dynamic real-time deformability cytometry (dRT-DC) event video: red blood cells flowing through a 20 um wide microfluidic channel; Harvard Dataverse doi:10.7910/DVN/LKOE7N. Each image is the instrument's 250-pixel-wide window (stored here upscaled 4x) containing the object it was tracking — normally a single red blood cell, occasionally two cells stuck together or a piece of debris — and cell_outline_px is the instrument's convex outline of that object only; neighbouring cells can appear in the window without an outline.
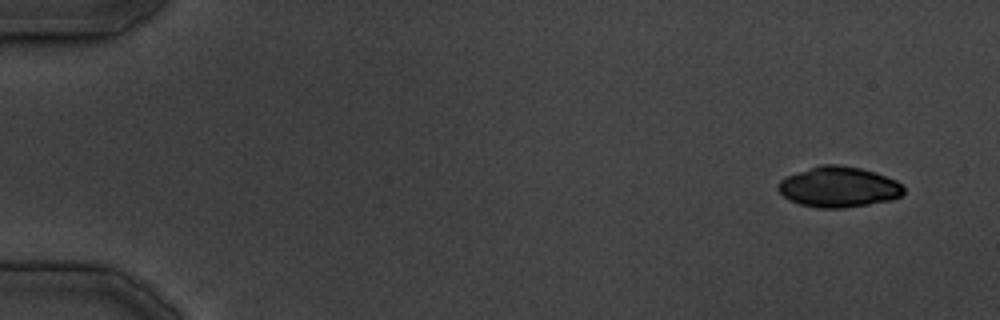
{"species": "common noctule bat (a hibernating species)", "species_latin": "Nyctalus noctula", "temperature_condition": "cold", "stored_images_in_passage": 14, "camera_frame_rate_fps": 3000, "um_per_image_px": 0.085, "animal": {"sex": "male", "body_mass_g": 19.5, "forearm_length_mm": 54.6}, "frame": {"image": 1, "passage_image": 1, "time_ms": 0.0, "image_size_px": [1000, 320], "cell_outline_px": [[904, 192], [900, 196], [892, 200], [844, 208], [816, 208], [800, 204], [788, 200], [776, 188], [780, 180], [788, 176], [820, 164], [836, 164], [860, 168], [896, 180], [904, 188]], "centroid_in_image_um": [71.26, 15.9], "position_along_channel_um": 13.7, "area_um2": 29.48}}